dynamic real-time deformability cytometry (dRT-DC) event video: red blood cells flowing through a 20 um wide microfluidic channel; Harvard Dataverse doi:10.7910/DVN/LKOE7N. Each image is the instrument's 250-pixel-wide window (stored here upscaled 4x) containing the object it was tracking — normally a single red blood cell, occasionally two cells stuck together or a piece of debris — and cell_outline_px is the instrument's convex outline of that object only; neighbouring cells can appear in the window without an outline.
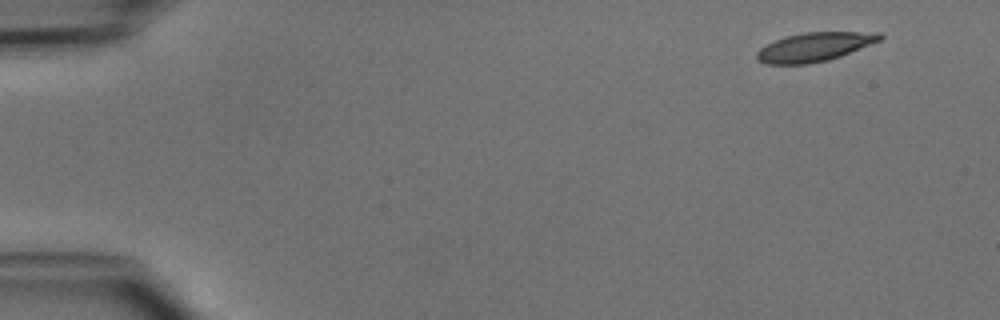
{"species": "common noctule bat (a hibernating species)", "species_latin": "Nyctalus noctula", "temperature_condition": "cold", "stored_images_in_passage": 4, "camera_frame_rate_fps": 3000, "um_per_image_px": 0.085, "animal": {"sex": "male", "body_mass_g": 15.6}, "frame": {"image": 1, "passage_image": 1, "time_ms": 0.0, "image_size_px": [1000, 320], "cell_outline_px": [[884, 36], [880, 40], [840, 56], [828, 60], [808, 64], [764, 64], [756, 60], [756, 52], [760, 48], [776, 40], [788, 36], [804, 32], [880, 32]], "centroid_in_image_um": [69.21, 3.99], "position_along_channel_um": 15.8, "area_um2": 20.58}}
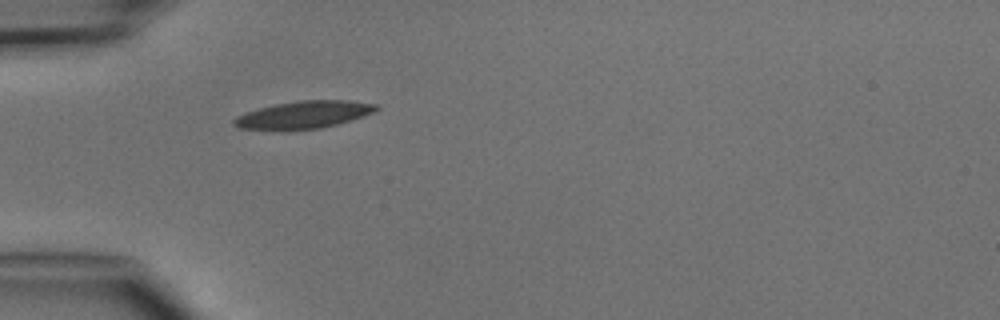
{"frame": {"image": 2, "passage_image": 4, "time_ms": 3.667, "image_size_px": [1000, 320], "cell_outline_px": [[380, 108], [376, 112], [352, 120], [320, 128], [288, 132], [280, 132], [240, 128], [232, 124], [232, 120], [236, 116], [244, 112], [276, 104], [300, 100], [348, 100], [376, 104]], "centroid_in_image_um": [25.77, 9.79], "position_along_channel_um": 59.2, "area_um2": 23.47}}